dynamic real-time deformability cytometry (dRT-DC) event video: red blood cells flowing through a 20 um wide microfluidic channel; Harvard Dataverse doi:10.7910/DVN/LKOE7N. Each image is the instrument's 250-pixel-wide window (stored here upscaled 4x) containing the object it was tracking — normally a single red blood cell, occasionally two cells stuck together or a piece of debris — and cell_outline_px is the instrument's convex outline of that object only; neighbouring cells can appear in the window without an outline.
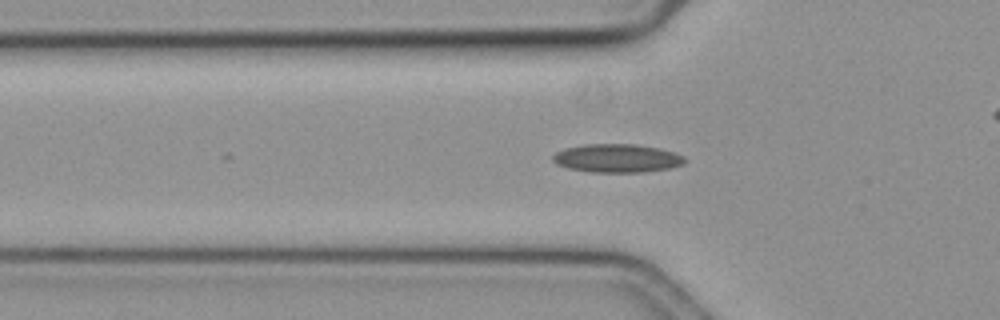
{"species": "common noctule bat (a hibernating species)", "species_latin": "Nyctalus noctula", "temperature_condition": "cold", "stored_images_in_passage": 53, "camera_frame_rate_fps": 3000, "um_per_image_px": 0.085, "animal": {"sex": "female", "body_mass_g": 19.3, "forearm_length_mm": 54.1}, "frame": {"image": 1, "passage_image": 14, "time_ms": 4.333, "image_size_px": [1000, 320], "cell_outline_px": [[688, 160], [684, 164], [668, 168], [644, 172], [592, 172], [568, 168], [556, 164], [552, 160], [552, 156], [556, 152], [564, 148], [584, 144], [636, 144], [660, 148], [676, 152], [684, 156]], "centroid_in_image_um": [52.47, 13.44], "position_along_channel_um": 73.3, "area_um2": 22.08}}
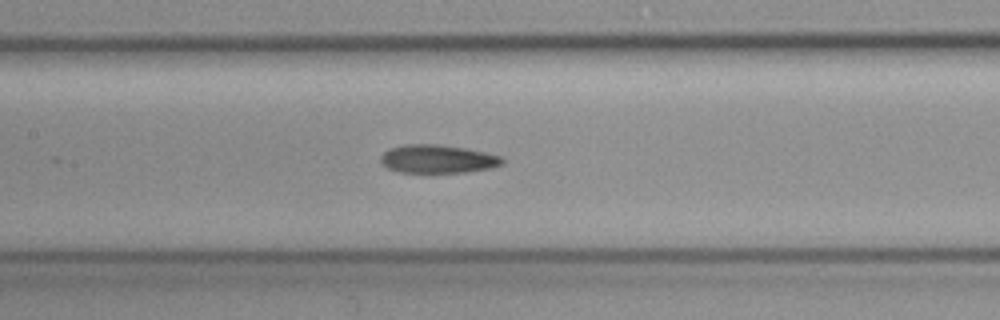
{"frame": {"image": 2, "passage_image": 22, "time_ms": 7.0, "image_size_px": [1000, 320], "cell_outline_px": [[504, 164], [488, 168], [464, 172], [400, 172], [388, 168], [380, 164], [380, 156], [388, 148], [404, 144], [436, 144], [464, 148], [484, 152], [500, 156], [504, 160]], "centroid_in_image_um": [37.14, 13.5], "position_along_channel_um": 170.3, "area_um2": 20.0}}
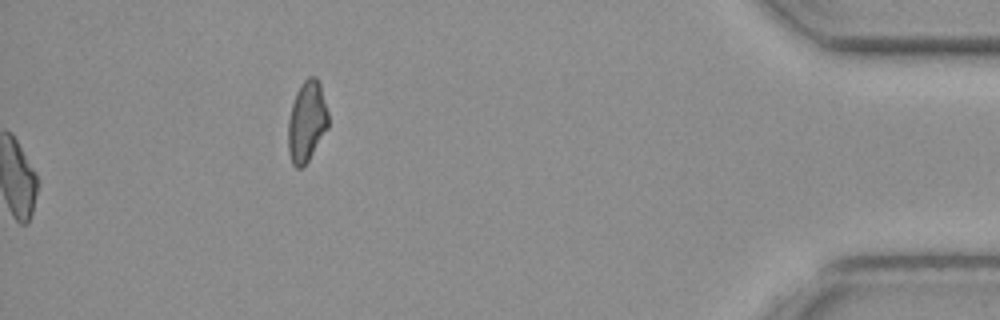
{"frame": {"image": 3, "passage_image": 53, "time_ms": 17.333, "image_size_px": [1000, 320], "cell_outline_px": [[328, 128], [308, 160], [300, 168], [296, 168], [292, 164], [288, 152], [288, 120], [292, 104], [296, 92], [300, 84], [308, 76], [316, 76], [320, 84], [328, 112]], "centroid_in_image_um": [26.06, 10.31], "position_along_channel_um": 409.1, "area_um2": 18.9}, "authors_computed_cell_mechanics": {"area_um2": 20.23, "velocity_mm_per_s": 3.606, "shape_relaxation_time_tau1_ms": null, "shape_relaxation_time_tau2_ms": 11.257, "deformation_change_tau1": null, "deformation_change_tau2": 0.2048}}